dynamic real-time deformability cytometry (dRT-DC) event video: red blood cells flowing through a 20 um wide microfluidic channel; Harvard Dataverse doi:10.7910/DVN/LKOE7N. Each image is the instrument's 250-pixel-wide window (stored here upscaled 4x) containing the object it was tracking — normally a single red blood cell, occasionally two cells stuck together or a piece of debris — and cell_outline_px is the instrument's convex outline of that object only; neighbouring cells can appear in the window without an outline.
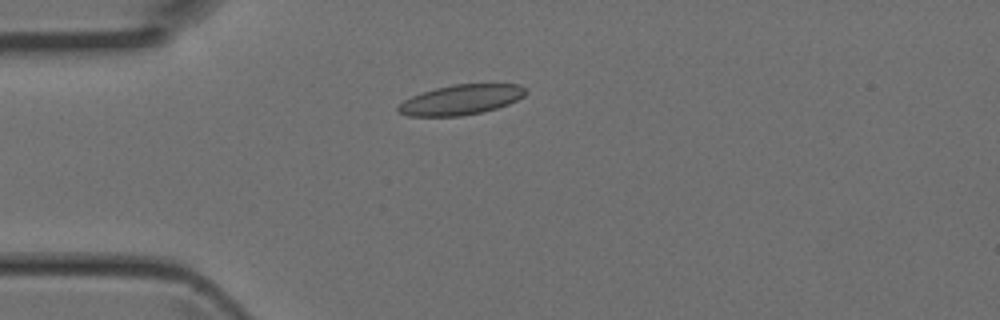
{"species": "Egyptian fruit bat (a non-hibernating species)", "species_latin": "Rousettus aegyptiacus", "temperature_condition": "room temperature", "stored_images_in_passage": 2, "camera_frame_rate_fps": 3000, "um_per_image_px": 0.085, "animal": {"sex": "female"}, "frame": {"image": 1, "passage_image": 2, "time_ms": 0.333, "image_size_px": [1000, 320], "cell_outline_px": [[528, 92], [524, 96], [508, 104], [496, 108], [480, 112], [460, 116], [408, 116], [400, 112], [396, 108], [404, 100], [420, 92], [452, 84], [520, 84]], "centroid_in_image_um": [39.18, 8.47], "position_along_channel_um": 45.8, "area_um2": 22.2}}